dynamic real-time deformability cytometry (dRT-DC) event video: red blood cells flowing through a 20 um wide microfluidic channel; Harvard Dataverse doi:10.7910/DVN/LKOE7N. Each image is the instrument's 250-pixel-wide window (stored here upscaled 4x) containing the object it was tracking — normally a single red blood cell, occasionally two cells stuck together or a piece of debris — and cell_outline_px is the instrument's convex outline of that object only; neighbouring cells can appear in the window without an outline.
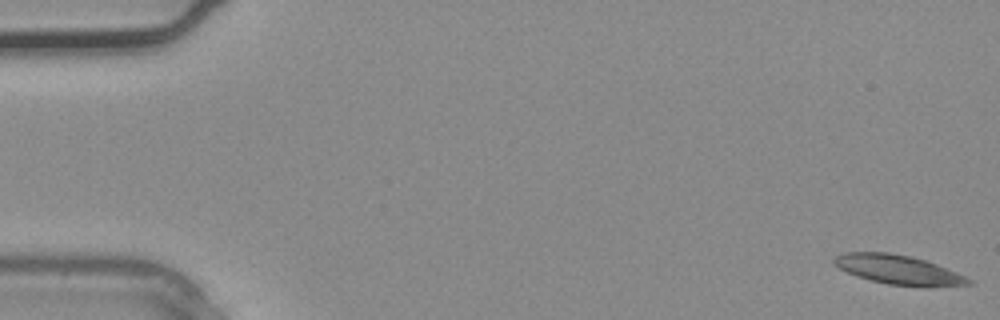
{"species": "common noctule bat (a hibernating species)", "species_latin": "Nyctalus noctula", "temperature_condition": "warm", "stored_images_in_passage": 4, "camera_frame_rate_fps": 3000, "um_per_image_px": 0.085, "animal": {"sex": "male", "body_mass_g": 20.4}, "frame": {"image": 1, "passage_image": 1, "time_ms": 0.0, "image_size_px": [1000, 320], "cell_outline_px": [[976, 284], [888, 284], [872, 280], [848, 272], [832, 264], [832, 256], [844, 252], [888, 252], [908, 256], [924, 260], [936, 264], [956, 272], [972, 280]], "centroid_in_image_um": [76.23, 22.86], "position_along_channel_um": 8.8, "area_um2": 21.85}}
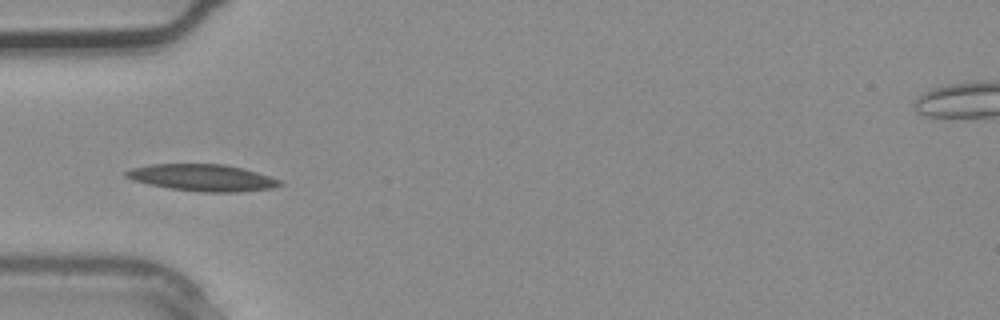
{"frame": {"image": 2, "passage_image": 4, "time_ms": 1.0, "image_size_px": [1000, 320], "cell_outline_px": [[284, 184], [272, 188], [236, 192], [204, 192], [168, 188], [148, 184], [132, 180], [124, 176], [124, 172], [132, 168], [148, 164], [224, 164], [244, 168], [280, 180]], "centroid_in_image_um": [17.17, 15.1], "position_along_channel_um": 67.8, "area_um2": 23.99}}